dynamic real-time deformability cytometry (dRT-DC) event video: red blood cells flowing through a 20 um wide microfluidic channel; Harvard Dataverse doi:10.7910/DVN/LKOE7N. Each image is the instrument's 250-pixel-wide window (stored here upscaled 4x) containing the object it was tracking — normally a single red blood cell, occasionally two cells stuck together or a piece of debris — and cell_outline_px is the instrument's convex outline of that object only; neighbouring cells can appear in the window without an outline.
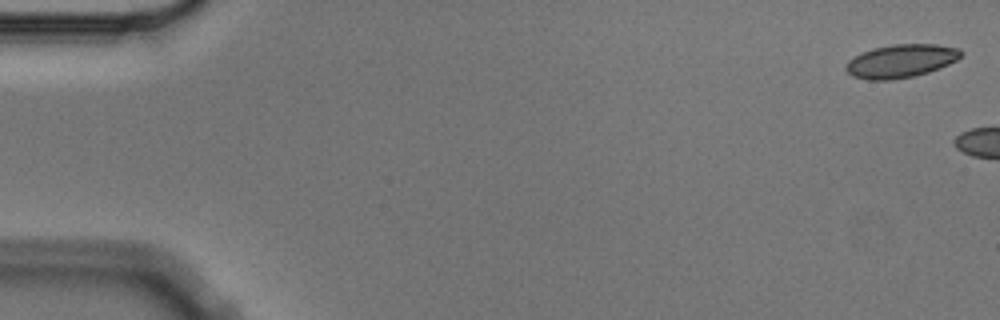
{"species": "Egyptian fruit bat (a non-hibernating species)", "species_latin": "Rousettus aegyptiacus", "temperature_condition": "cold", "stored_images_in_passage": 3, "camera_frame_rate_fps": 3000, "um_per_image_px": 0.085, "animal": {"sex": "male"}, "frame": {"image": 1, "passage_image": 1, "time_ms": 0.0, "image_size_px": [1000, 320], "cell_outline_px": [[964, 52], [956, 60], [940, 68], [928, 72], [912, 76], [888, 80], [868, 80], [852, 76], [844, 68], [848, 60], [860, 52], [872, 48], [892, 44], [936, 44], [956, 48]], "centroid_in_image_um": [76.53, 5.18], "position_along_channel_um": 8.5, "area_um2": 22.31}}